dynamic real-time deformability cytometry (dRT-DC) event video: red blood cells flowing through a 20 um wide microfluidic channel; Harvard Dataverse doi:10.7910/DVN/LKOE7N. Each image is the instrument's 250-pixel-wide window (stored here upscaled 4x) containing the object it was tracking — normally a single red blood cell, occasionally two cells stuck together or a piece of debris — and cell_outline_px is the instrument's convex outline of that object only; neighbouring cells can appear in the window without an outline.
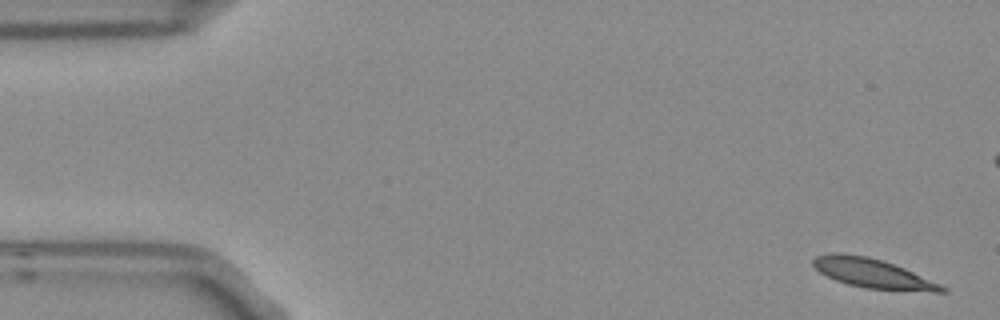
{"species": "Egyptian fruit bat (a non-hibernating species)", "species_latin": "Rousettus aegyptiacus", "temperature_condition": "room temperature", "stored_images_in_passage": 6, "camera_frame_rate_fps": 3000, "um_per_image_px": 0.085, "frame": {"image": 1, "passage_image": 1, "time_ms": 0.0, "image_size_px": [1000, 320], "cell_outline_px": [[948, 292], [932, 292], [864, 288], [848, 284], [836, 280], [820, 272], [812, 264], [812, 260], [816, 256], [828, 252], [844, 252], [868, 256], [884, 260], [904, 268], [940, 284], [948, 288]], "centroid_in_image_um": [74.17, 23.22], "position_along_channel_um": 10.8, "area_um2": 22.2}}
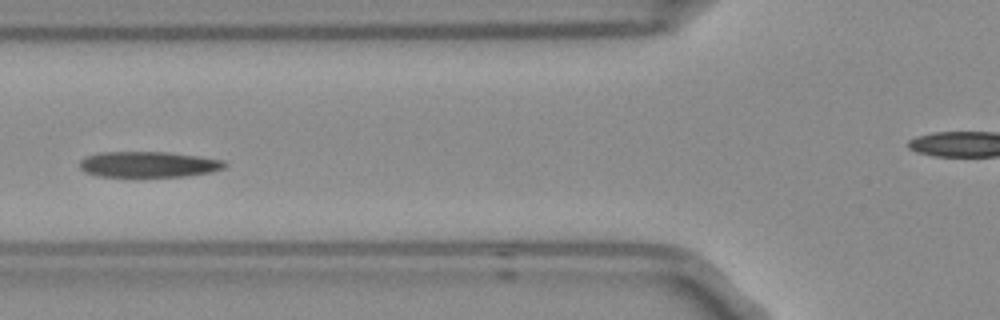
{"frame": {"image": 2, "passage_image": 6, "time_ms": 1.667, "image_size_px": [1000, 320], "cell_outline_px": [[228, 164], [224, 168], [212, 172], [184, 176], [96, 176], [84, 172], [80, 168], [80, 160], [84, 156], [100, 152], [164, 152], [196, 156], [224, 160]], "centroid_in_image_um": [12.59, 13.97], "position_along_channel_um": 113.2, "area_um2": 21.73}}